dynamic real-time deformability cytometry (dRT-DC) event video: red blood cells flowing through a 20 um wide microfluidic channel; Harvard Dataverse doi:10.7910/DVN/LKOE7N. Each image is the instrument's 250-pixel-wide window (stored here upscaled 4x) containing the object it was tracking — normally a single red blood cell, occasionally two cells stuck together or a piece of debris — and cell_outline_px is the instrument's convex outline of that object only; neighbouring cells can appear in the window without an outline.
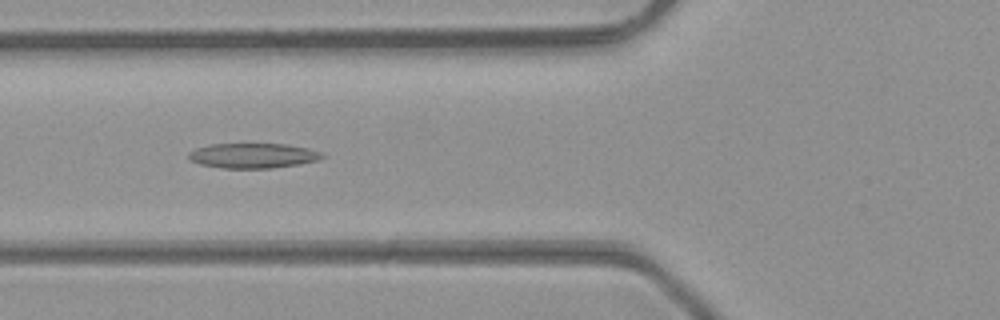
{"species": "common noctule bat (a hibernating species)", "species_latin": "Nyctalus noctula", "temperature_condition": "room temperature", "stored_images_in_passage": 46, "camera_frame_rate_fps": 3000, "um_per_image_px": 0.085, "animal": {"sex": "male", "body_mass_g": 23.1, "forearm_length_mm": 52.7}, "frame": {"image": 1, "passage_image": 17, "time_ms": 5.333, "image_size_px": [1000, 320], "cell_outline_px": [[324, 156], [316, 160], [300, 164], [272, 168], [224, 168], [200, 164], [192, 160], [188, 156], [188, 152], [196, 148], [208, 144], [288, 144], [308, 148], [324, 152]], "centroid_in_image_um": [21.52, 13.22], "position_along_channel_um": 104.3, "area_um2": 19.42}}
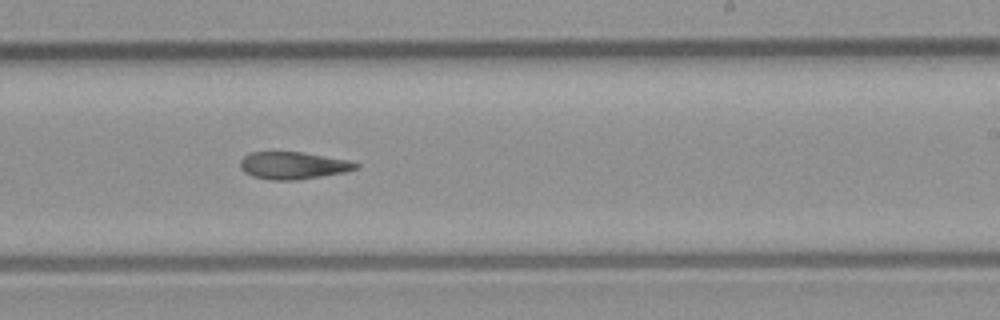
{"frame": {"image": 2, "passage_image": 28, "time_ms": 9.0, "image_size_px": [1000, 320], "cell_outline_px": [[360, 168], [344, 172], [296, 180], [272, 180], [252, 176], [244, 172], [240, 168], [240, 160], [244, 156], [252, 152], [304, 152], [348, 160], [360, 164]], "centroid_in_image_um": [24.92, 14.06], "position_along_channel_um": 264.1, "area_um2": 18.38}}
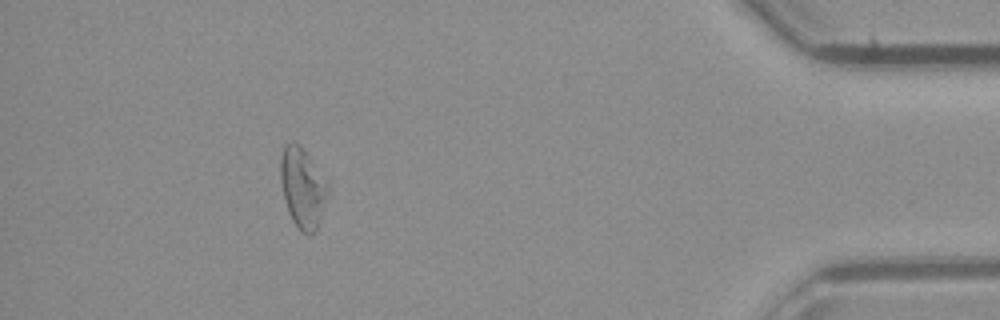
{"frame": {"image": 3, "passage_image": 42, "time_ms": 13.667, "image_size_px": [1000, 320], "cell_outline_px": [[328, 192], [316, 232], [308, 236], [300, 232], [292, 220], [288, 212], [280, 180], [280, 156], [284, 144], [292, 140], [300, 144], [328, 184]], "centroid_in_image_um": [25.69, 15.96], "position_along_channel_um": 409.5, "area_um2": 22.14}}